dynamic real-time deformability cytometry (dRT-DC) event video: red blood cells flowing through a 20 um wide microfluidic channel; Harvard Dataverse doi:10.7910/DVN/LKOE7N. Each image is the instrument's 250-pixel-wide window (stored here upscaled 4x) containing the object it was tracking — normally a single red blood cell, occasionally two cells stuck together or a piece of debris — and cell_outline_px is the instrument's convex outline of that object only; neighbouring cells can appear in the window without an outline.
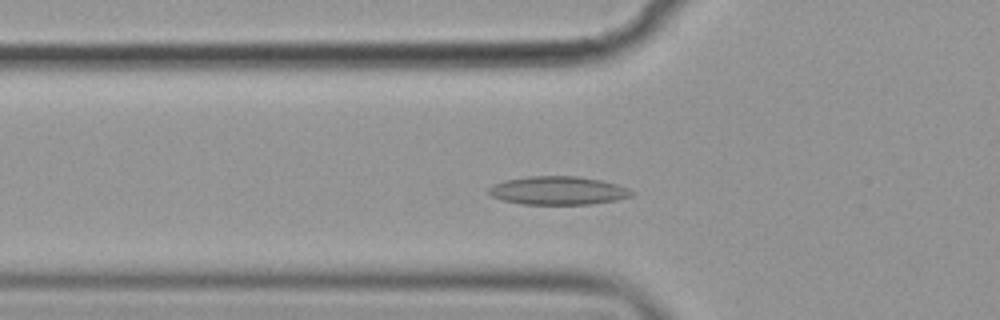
{"species": "common noctule bat (a hibernating species)", "species_latin": "Nyctalus noctula", "temperature_condition": "cold", "stored_images_in_passage": 52, "camera_frame_rate_fps": 3000, "um_per_image_px": 0.085, "animal": {"sex": "female", "body_mass_g": 19.9}, "frame": {"image": 1, "passage_image": 15, "time_ms": 4.667, "image_size_px": [1000, 320], "cell_outline_px": [[636, 192], [632, 196], [616, 200], [592, 204], [524, 204], [504, 200], [492, 196], [488, 192], [488, 188], [492, 184], [504, 180], [528, 176], [576, 176], [600, 180], [616, 184], [628, 188]], "centroid_in_image_um": [47.44, 16.19], "position_along_channel_um": 78.4, "area_um2": 23.64}}
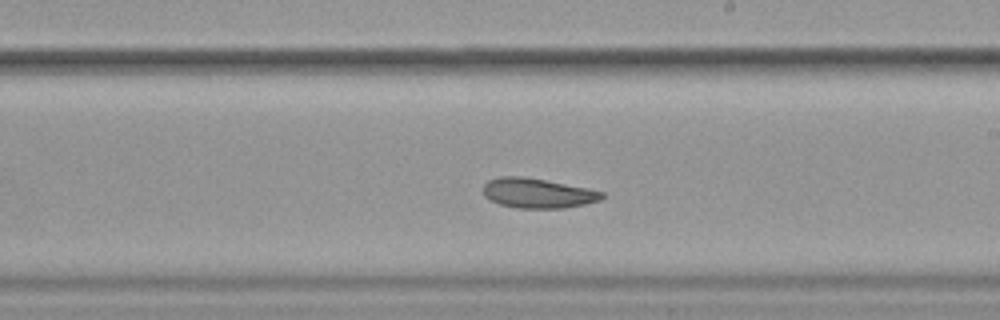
{"frame": {"image": 2, "passage_image": 29, "time_ms": 9.333, "image_size_px": [1000, 320], "cell_outline_px": [[604, 196], [600, 200], [584, 204], [564, 208], [516, 208], [500, 204], [484, 196], [484, 184], [488, 180], [500, 176], [524, 176], [588, 188], [604, 192]], "centroid_in_image_um": [45.7, 16.41], "position_along_channel_um": 243.3, "area_um2": 20.58}}
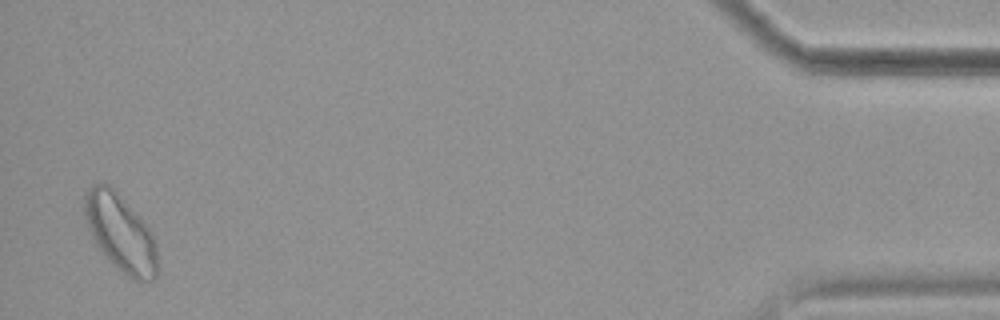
{"frame": {"image": 3, "passage_image": 51, "time_ms": 16.667, "image_size_px": [1000, 320], "cell_outline_px": [[156, 280], [132, 280], [112, 264], [100, 252], [88, 228], [84, 212], [84, 196], [88, 188], [96, 184], [108, 184], [116, 192], [148, 228], [156, 244]], "centroid_in_image_um": [10.21, 19.84], "position_along_channel_um": 425.0, "area_um2": 32.08}}